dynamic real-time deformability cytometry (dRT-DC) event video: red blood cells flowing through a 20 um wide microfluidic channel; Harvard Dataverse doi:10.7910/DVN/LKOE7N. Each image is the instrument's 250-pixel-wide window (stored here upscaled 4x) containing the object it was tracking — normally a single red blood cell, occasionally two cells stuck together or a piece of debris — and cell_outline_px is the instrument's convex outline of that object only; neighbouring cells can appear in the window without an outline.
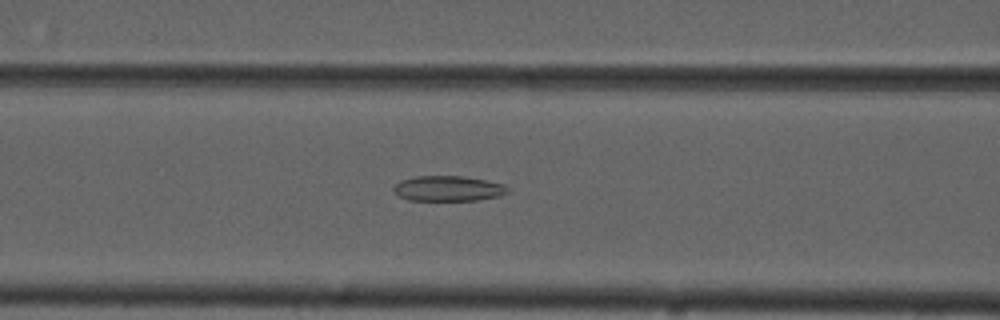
{"species": "common noctule bat (a hibernating species)", "species_latin": "Nyctalus noctula", "temperature_condition": "cold", "stored_images_in_passage": 54, "camera_frame_rate_fps": 3000, "um_per_image_px": 0.085, "animal": {"sex": "male", "forearm_length_mm": 52.5}, "frame": {"image": 1, "passage_image": 22, "time_ms": 7.0, "image_size_px": [1000, 320], "cell_outline_px": [[512, 188], [508, 192], [500, 196], [476, 200], [408, 200], [400, 196], [392, 188], [400, 180], [416, 176], [464, 176], [504, 184]], "centroid_in_image_um": [38.13, 16.02], "position_along_channel_um": 128.5, "area_um2": 16.82}}
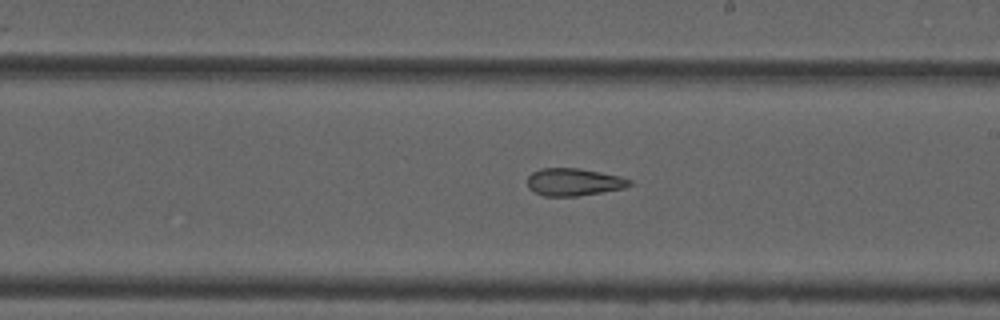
{"frame": {"image": 2, "passage_image": 31, "time_ms": 10.0, "image_size_px": [1000, 320], "cell_outline_px": [[632, 184], [624, 188], [576, 196], [544, 196], [528, 188], [528, 176], [532, 172], [540, 168], [580, 168], [620, 176], [632, 180]], "centroid_in_image_um": [48.77, 15.46], "position_along_channel_um": 240.2, "area_um2": 16.3}}
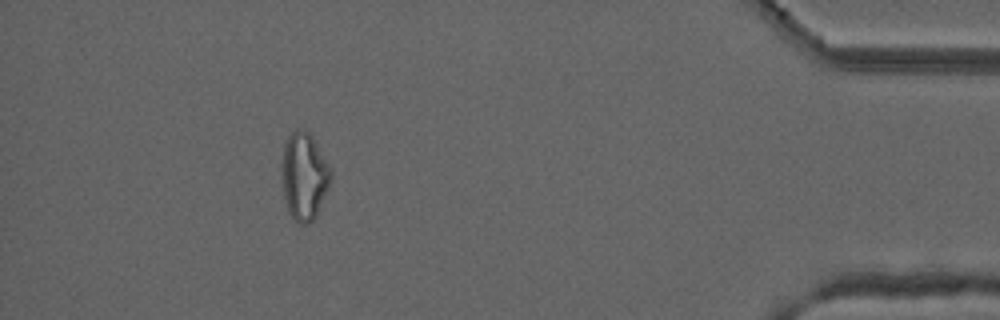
{"frame": {"image": 3, "passage_image": 49, "time_ms": 16.0, "image_size_px": [1000, 320], "cell_outline_px": [[332, 176], [316, 216], [308, 224], [300, 224], [292, 220], [288, 212], [284, 196], [284, 144], [288, 136], [296, 128], [308, 132], [312, 136], [332, 168]], "centroid_in_image_um": [25.89, 14.99], "position_along_channel_um": 409.3, "area_um2": 24.51}, "authors_computed_cell_mechanics": {"area_um2": 21.3571, "velocity_mm_per_s": 3.737, "shape_relaxation_time_tau1_ms": null, "shape_relaxation_time_tau2_ms": 3.7965, "deformation_change_tau1": null, "deformation_change_tau2": 0.1241}}